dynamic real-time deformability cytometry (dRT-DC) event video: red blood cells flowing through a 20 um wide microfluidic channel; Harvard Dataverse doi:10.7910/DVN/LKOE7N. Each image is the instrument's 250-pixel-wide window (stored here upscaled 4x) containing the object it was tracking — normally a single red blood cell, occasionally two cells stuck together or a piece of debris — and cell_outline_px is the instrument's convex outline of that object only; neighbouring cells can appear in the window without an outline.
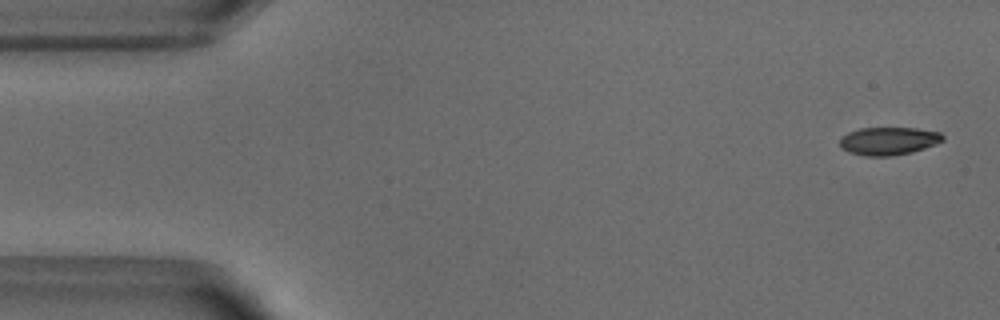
{"species": "common noctule bat (a hibernating species)", "species_latin": "Nyctalus noctula", "temperature_condition": "warm", "stored_images_in_passage": 51, "camera_frame_rate_fps": 3000, "um_per_image_px": 0.085, "animal": {"sex": "male", "body_mass_g": 18.8}, "frame": {"image": 1, "passage_image": 2, "time_ms": 0.333, "image_size_px": [1000, 320], "cell_outline_px": [[944, 140], [936, 144], [912, 152], [888, 156], [864, 156], [848, 152], [840, 148], [840, 136], [848, 132], [860, 128], [916, 128], [940, 132], [944, 136]], "centroid_in_image_um": [75.5, 11.98], "position_along_channel_um": 9.5, "area_um2": 16.88}}
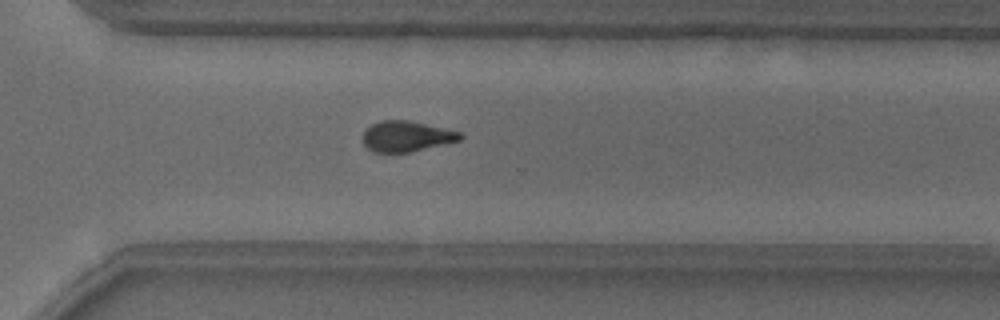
{"frame": {"image": 2, "passage_image": 36, "time_ms": 11.667, "image_size_px": [1000, 320], "cell_outline_px": [[464, 136], [460, 140], [408, 152], [372, 152], [360, 140], [364, 132], [372, 124], [380, 120], [408, 120], [460, 132]], "centroid_in_image_um": [34.5, 11.58], "position_along_channel_um": 336.1, "area_um2": 17.17}}
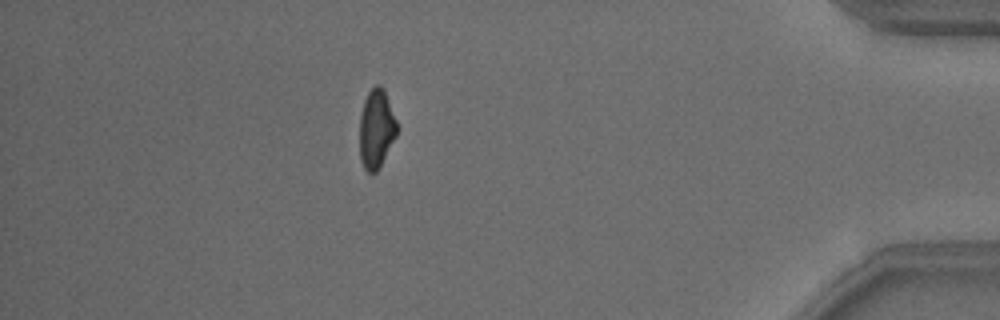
{"frame": {"image": 3, "passage_image": 45, "time_ms": 14.667, "image_size_px": [1000, 320], "cell_outline_px": [[396, 136], [376, 172], [368, 172], [364, 168], [360, 160], [360, 116], [364, 100], [368, 92], [376, 84], [380, 84], [384, 88], [396, 120]], "centroid_in_image_um": [31.97, 10.92], "position_along_channel_um": 403.2, "area_um2": 16.94}, "authors_computed_cell_mechanics": {"area_um2": 18.0336, "velocity_mm_per_s": 3.8814, "shape_relaxation_time_tau1_ms": 4.3234, "shape_relaxation_time_tau2_ms": 2.5344, "deformation_change_tau1": 0.1543, "deformation_change_tau2": 0.0878}}